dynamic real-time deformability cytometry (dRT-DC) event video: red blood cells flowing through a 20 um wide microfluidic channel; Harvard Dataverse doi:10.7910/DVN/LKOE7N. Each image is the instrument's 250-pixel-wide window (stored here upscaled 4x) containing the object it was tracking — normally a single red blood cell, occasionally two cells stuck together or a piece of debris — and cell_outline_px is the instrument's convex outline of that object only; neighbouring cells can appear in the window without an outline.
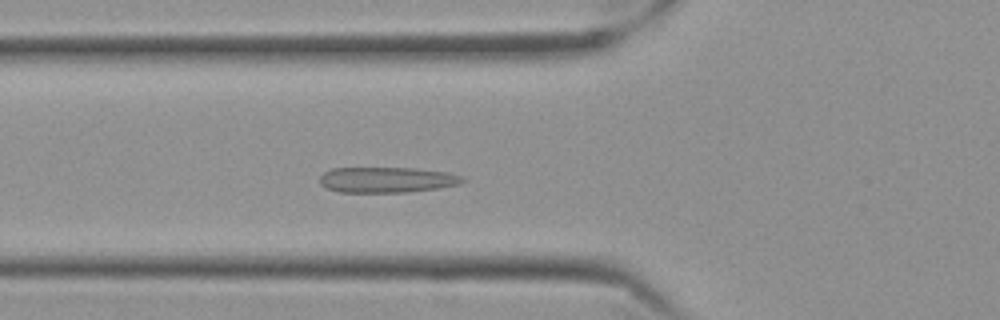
{"species": "Egyptian fruit bat (a non-hibernating species)", "species_latin": "Rousettus aegyptiacus", "temperature_condition": "cold", "stored_images_in_passage": 46, "camera_frame_rate_fps": 3000, "um_per_image_px": 0.085, "frame": {"image": 1, "passage_image": 9, "time_ms": 2.667, "image_size_px": [1000, 320], "cell_outline_px": [[464, 180], [460, 184], [436, 188], [404, 192], [340, 192], [328, 188], [320, 184], [320, 176], [324, 172], [332, 168], [416, 168], [448, 172], [460, 176]], "centroid_in_image_um": [32.86, 15.27], "position_along_channel_um": 92.9, "area_um2": 21.1}}
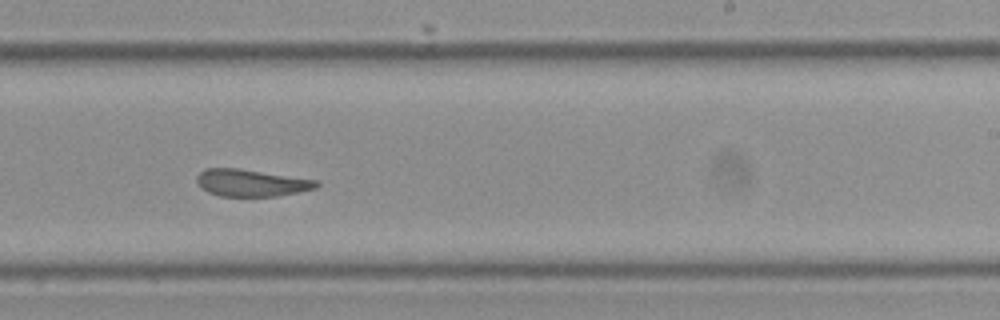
{"frame": {"image": 2, "passage_image": 24, "time_ms": 7.667, "image_size_px": [1000, 320], "cell_outline_px": [[320, 184], [316, 188], [276, 196], [220, 196], [208, 192], [200, 188], [196, 180], [196, 176], [204, 168], [236, 168], [316, 180]], "centroid_in_image_um": [21.29, 15.54], "position_along_channel_um": 267.7, "area_um2": 18.67}}
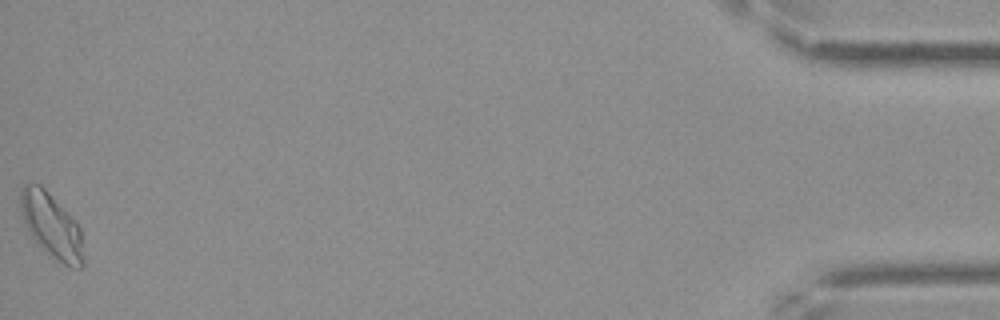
{"frame": {"image": 3, "passage_image": 46, "time_ms": 15.0, "image_size_px": [1000, 320], "cell_outline_px": [[84, 264], [80, 268], [72, 268], [64, 264], [52, 256], [36, 244], [24, 224], [20, 208], [20, 192], [24, 184], [40, 184], [48, 192], [80, 228], [84, 260]], "centroid_in_image_um": [4.35, 19.2], "position_along_channel_um": 430.8, "area_um2": 23.35}, "authors_computed_cell_mechanics": {"area_um2": 20.0277, "velocity_mm_per_s": 3.4871, "shape_relaxation_time_tau1_ms": null, "shape_relaxation_time_tau2_ms": 2.0008, "deformation_change_tau1": null, "deformation_change_tau2": 0.0841}}